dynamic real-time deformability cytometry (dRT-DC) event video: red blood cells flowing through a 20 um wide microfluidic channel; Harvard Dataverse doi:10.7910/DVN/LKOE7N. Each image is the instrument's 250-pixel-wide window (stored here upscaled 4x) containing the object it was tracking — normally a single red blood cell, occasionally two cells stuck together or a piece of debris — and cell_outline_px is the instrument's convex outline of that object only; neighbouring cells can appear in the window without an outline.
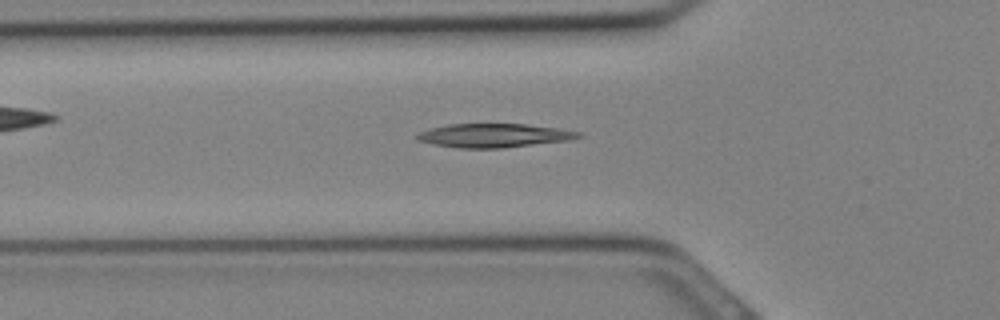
{"species": "Egyptian fruit bat (a non-hibernating species)", "species_latin": "Rousettus aegyptiacus", "temperature_condition": "cold", "stored_images_in_passage": 30, "camera_frame_rate_fps": 3000, "um_per_image_px": 0.085, "animal": {"sex": "female"}, "frame": {"image": 1, "passage_image": 9, "time_ms": 2.667, "image_size_px": [1000, 320], "cell_outline_px": [[584, 136], [572, 140], [504, 148], [456, 148], [432, 144], [416, 140], [416, 136], [420, 132], [432, 128], [448, 124], [524, 124], [560, 128], [584, 132]], "centroid_in_image_um": [42.07, 11.52], "position_along_channel_um": 83.7, "area_um2": 22.66}}
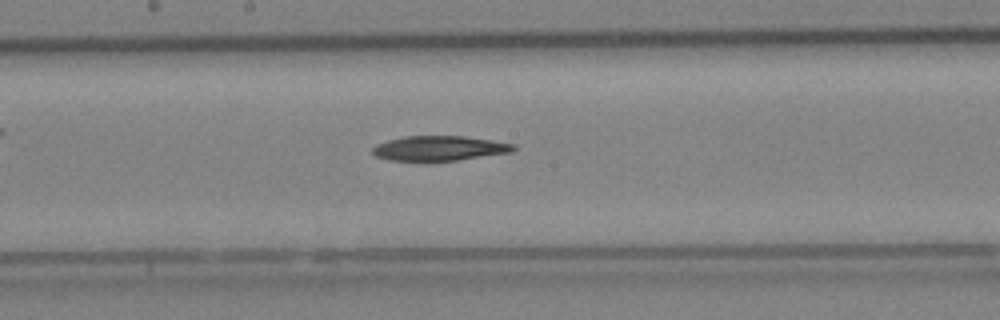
{"frame": {"image": 2, "passage_image": 15, "time_ms": 4.667, "image_size_px": [1000, 320], "cell_outline_px": [[516, 148], [512, 152], [456, 160], [388, 160], [376, 156], [372, 152], [372, 148], [376, 144], [388, 140], [404, 136], [464, 136], [492, 140], [516, 144]], "centroid_in_image_um": [37.35, 12.59], "position_along_channel_um": 210.8, "area_um2": 20.23}}
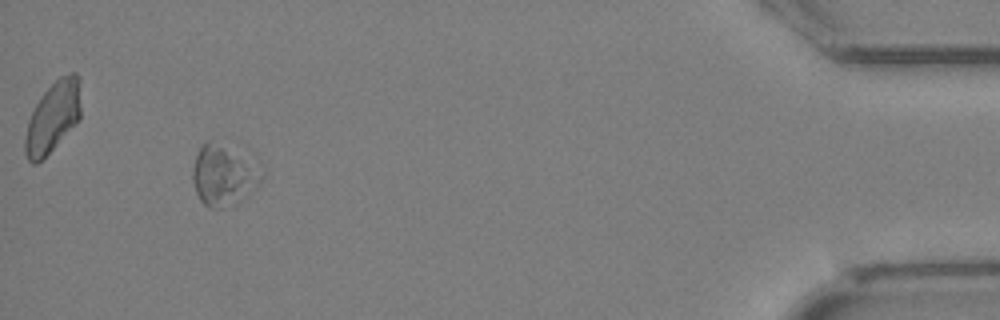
{"frame": {"image": 3, "passage_image": 28, "time_ms": 9.0, "image_size_px": [1000, 320], "cell_outline_px": [[264, 176], [248, 196], [240, 200], [220, 208], [208, 208], [200, 200], [196, 192], [192, 180], [192, 168], [196, 156], [200, 148], [208, 140], [244, 144], [256, 156]], "centroid_in_image_um": [19.12, 14.73], "position_along_channel_um": 416.1, "area_um2": 26.36}}